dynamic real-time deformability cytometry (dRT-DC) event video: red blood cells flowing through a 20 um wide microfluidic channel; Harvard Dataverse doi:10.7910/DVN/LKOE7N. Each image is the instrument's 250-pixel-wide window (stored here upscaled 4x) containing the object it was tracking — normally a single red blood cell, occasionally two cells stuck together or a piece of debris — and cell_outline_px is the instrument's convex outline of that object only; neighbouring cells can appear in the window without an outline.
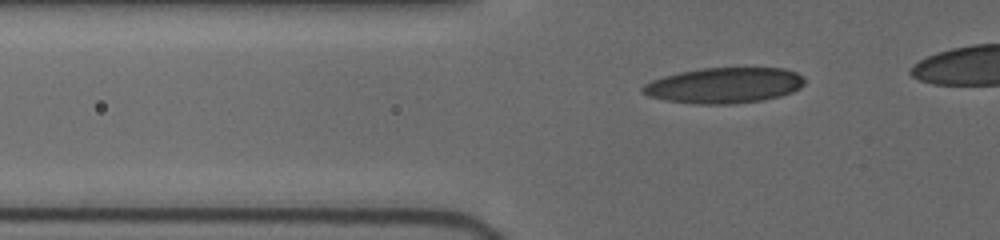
{"species": "human", "species_latin": "Homo sapiens", "temperature_condition": "cold", "stored_images_in_passage": 23, "camera_frame_rate_fps": 3000, "um_per_image_px": 0.085, "donor": {"sex": "female"}, "frame": {"image": 1, "passage_image": 8, "time_ms": 2.333, "image_size_px": [1000, 240], "cell_outline_px": [[804, 84], [800, 88], [792, 92], [780, 96], [764, 100], [732, 104], [700, 104], [668, 100], [648, 96], [640, 88], [644, 84], [652, 80], [664, 76], [680, 72], [700, 68], [784, 68], [796, 72], [804, 76]], "centroid_in_image_um": [61.59, 7.25], "position_along_channel_um": 64.2, "area_um2": 33.58}}
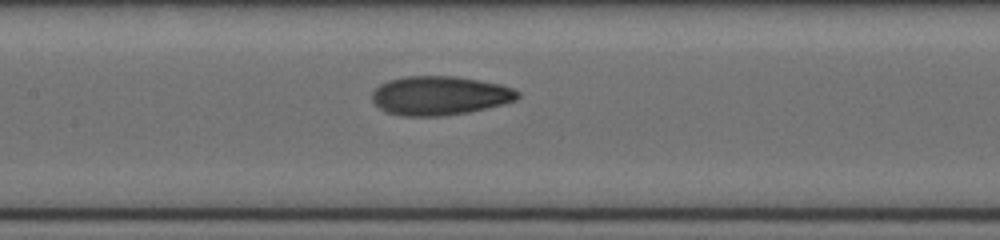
{"frame": {"image": 2, "passage_image": 18, "time_ms": 5.333, "image_size_px": [1000, 240], "cell_outline_px": [[520, 96], [516, 100], [468, 112], [444, 116], [404, 116], [388, 112], [380, 108], [372, 100], [372, 92], [380, 84], [388, 80], [404, 76], [460, 76], [500, 84], [516, 88], [520, 92]], "centroid_in_image_um": [37.39, 8.11], "position_along_channel_um": 170.0, "area_um2": 33.18}}
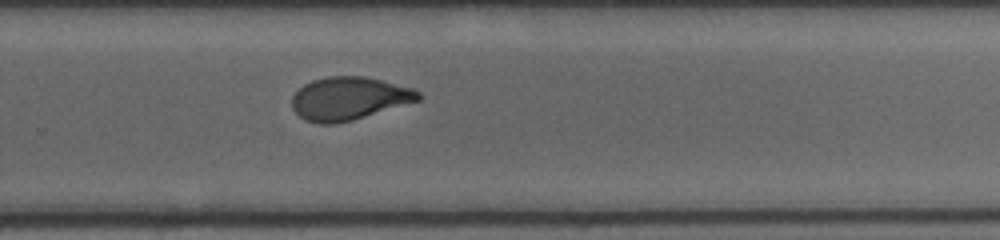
{"frame": {"image": 3, "passage_image": 23, "time_ms": 8.667, "image_size_px": [1000, 240], "cell_outline_px": [[424, 96], [420, 100], [352, 120], [332, 124], [320, 124], [304, 120], [292, 108], [292, 96], [304, 84], [312, 80], [328, 76], [368, 76], [412, 88], [420, 92]], "centroid_in_image_um": [29.67, 8.36], "position_along_channel_um": 300.1, "area_um2": 31.73}}